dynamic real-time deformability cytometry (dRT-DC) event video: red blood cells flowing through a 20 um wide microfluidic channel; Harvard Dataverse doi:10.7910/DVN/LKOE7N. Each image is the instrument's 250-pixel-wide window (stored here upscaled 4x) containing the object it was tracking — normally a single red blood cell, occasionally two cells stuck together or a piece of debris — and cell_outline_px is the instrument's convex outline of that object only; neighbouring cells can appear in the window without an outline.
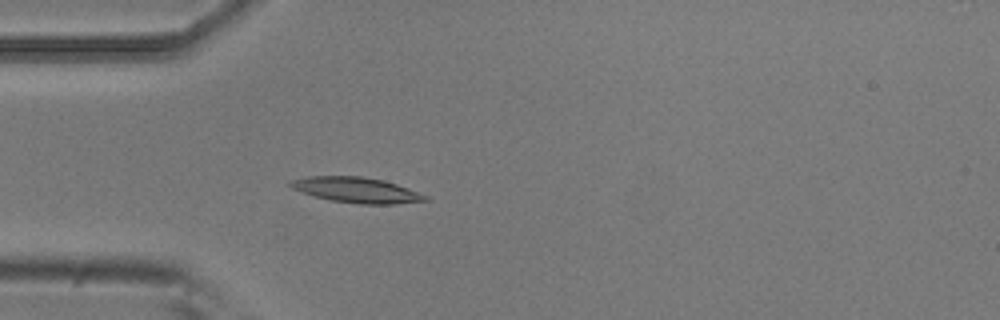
{"species": "common noctule bat (a hibernating species)", "species_latin": "Nyctalus noctula", "temperature_condition": "room temperature", "stored_images_in_passage": 3, "camera_frame_rate_fps": 3000, "um_per_image_px": 0.085, "animal": {"sex": "male", "body_mass_g": 20.5, "forearm_length_mm": 52.5}, "frame": {"image": 1, "passage_image": 3, "time_ms": 0.667, "image_size_px": [1000, 320], "cell_outline_px": [[432, 200], [392, 204], [360, 204], [332, 200], [300, 192], [292, 188], [288, 184], [292, 180], [308, 176], [360, 176], [384, 180], [408, 188], [428, 196]], "centroid_in_image_um": [30.33, 16.15], "position_along_channel_um": 54.7, "area_um2": 19.88}}